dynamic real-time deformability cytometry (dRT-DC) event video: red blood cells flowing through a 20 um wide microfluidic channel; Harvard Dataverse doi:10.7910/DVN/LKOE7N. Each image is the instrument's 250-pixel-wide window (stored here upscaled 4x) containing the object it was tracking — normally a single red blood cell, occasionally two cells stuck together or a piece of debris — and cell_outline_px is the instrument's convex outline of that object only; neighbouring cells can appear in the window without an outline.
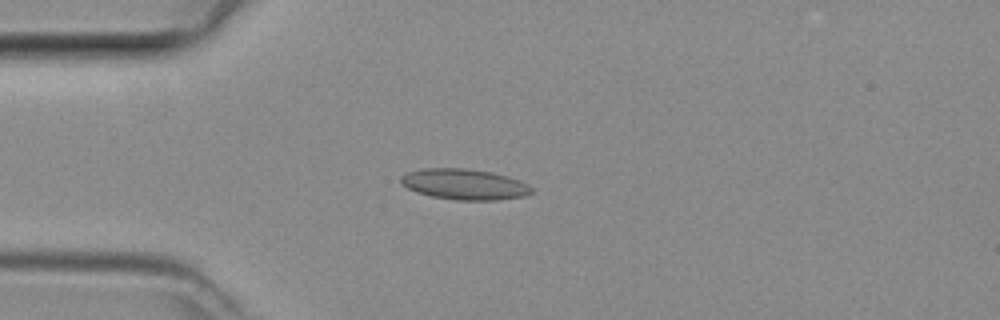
{"species": "common noctule bat (a hibernating species)", "species_latin": "Nyctalus noctula", "temperature_condition": "room temperature", "stored_images_in_passage": 3, "camera_frame_rate_fps": 3000, "um_per_image_px": 0.085, "animal": {"sex": "female", "body_mass_g": 29.2, "forearm_length_mm": 56.3}, "frame": {"image": 1, "passage_image": 2, "time_ms": 0.333, "image_size_px": [1000, 320], "cell_outline_px": [[532, 192], [528, 196], [496, 200], [456, 200], [432, 196], [416, 192], [408, 188], [400, 180], [400, 176], [408, 172], [424, 168], [468, 168], [492, 172], [508, 176], [528, 184], [532, 188]], "centroid_in_image_um": [39.5, 15.66], "position_along_channel_um": 45.5, "area_um2": 23.47}}